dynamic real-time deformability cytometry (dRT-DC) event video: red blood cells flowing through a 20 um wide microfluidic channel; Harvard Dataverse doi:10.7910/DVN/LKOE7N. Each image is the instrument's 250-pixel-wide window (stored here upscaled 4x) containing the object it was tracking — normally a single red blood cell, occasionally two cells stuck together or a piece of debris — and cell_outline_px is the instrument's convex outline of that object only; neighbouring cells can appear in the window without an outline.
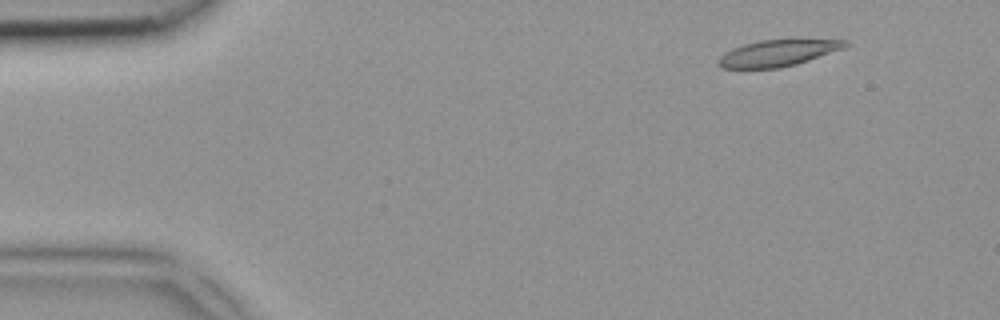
{"species": "common noctule bat (a hibernating species)", "species_latin": "Nyctalus noctula", "temperature_condition": "room temperature", "stored_images_in_passage": 5, "camera_frame_rate_fps": 3000, "um_per_image_px": 0.085, "animal": {"sex": "female", "body_mass_g": 18.4}, "frame": {"image": 1, "passage_image": 2, "time_ms": 0.333, "image_size_px": [1000, 320], "cell_outline_px": [[852, 44], [844, 48], [796, 64], [780, 68], [720, 68], [716, 64], [716, 60], [724, 52], [732, 48], [744, 44], [760, 40], [848, 40]], "centroid_in_image_um": [66.07, 4.52], "position_along_channel_um": 18.9, "area_um2": 19.48}}
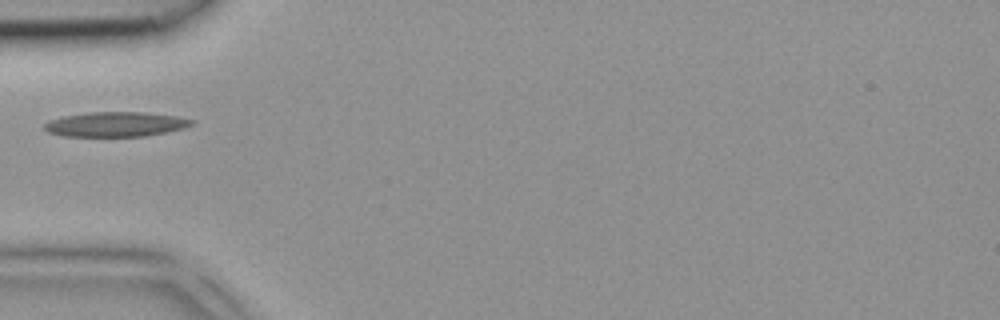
{"frame": {"image": 2, "passage_image": 5, "time_ms": 1.333, "image_size_px": [1000, 320], "cell_outline_px": [[196, 120], [192, 124], [184, 128], [168, 132], [144, 136], [64, 136], [48, 132], [44, 128], [44, 124], [48, 120], [64, 116], [88, 112], [144, 112], [176, 116]], "centroid_in_image_um": [9.84, 10.56], "position_along_channel_um": 75.2, "area_um2": 21.27}}